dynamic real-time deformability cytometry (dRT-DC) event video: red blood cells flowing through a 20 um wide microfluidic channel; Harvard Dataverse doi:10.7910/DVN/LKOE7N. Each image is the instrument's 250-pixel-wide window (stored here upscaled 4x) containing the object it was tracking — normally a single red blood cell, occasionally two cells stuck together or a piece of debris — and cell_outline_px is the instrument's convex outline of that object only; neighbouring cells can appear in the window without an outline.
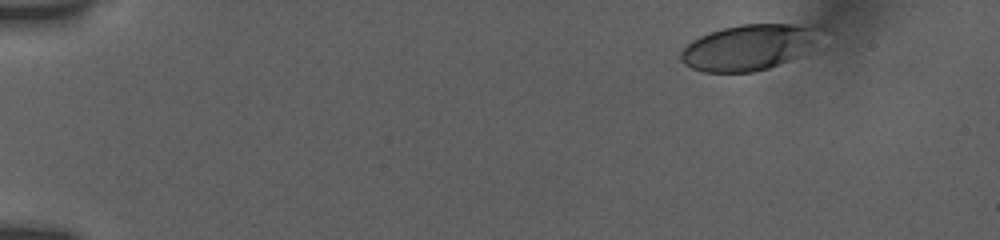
{"species": "human", "species_latin": "Homo sapiens", "temperature_condition": "room temperature", "stored_images_in_passage": 14, "camera_frame_rate_fps": 3000, "um_per_image_px": 0.085, "donor": {"sex": "female"}, "frame": {"image": 1, "passage_image": 1, "time_ms": 0.0, "image_size_px": [1000, 240], "cell_outline_px": [[832, 32], [796, 56], [788, 60], [768, 68], [752, 72], [704, 72], [692, 68], [684, 64], [676, 56], [692, 40], [700, 36], [724, 28], [740, 24], [820, 24], [828, 28]], "centroid_in_image_um": [63.77, 3.97], "position_along_channel_um": 21.2, "area_um2": 37.92}}
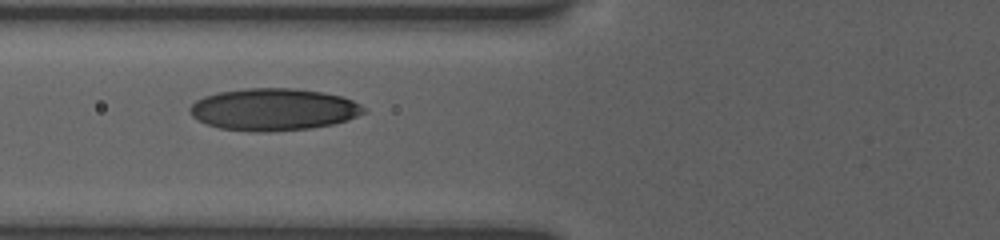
{"frame": {"image": 2, "passage_image": 12, "time_ms": 5.333, "image_size_px": [1000, 240], "cell_outline_px": [[364, 112], [348, 120], [332, 124], [308, 128], [268, 132], [252, 132], [220, 128], [196, 120], [188, 112], [188, 108], [196, 100], [204, 96], [220, 92], [244, 88], [292, 88], [320, 92], [340, 96], [352, 100], [360, 104], [364, 108]], "centroid_in_image_um": [23.19, 9.31], "position_along_channel_um": 102.6, "area_um2": 42.54}}
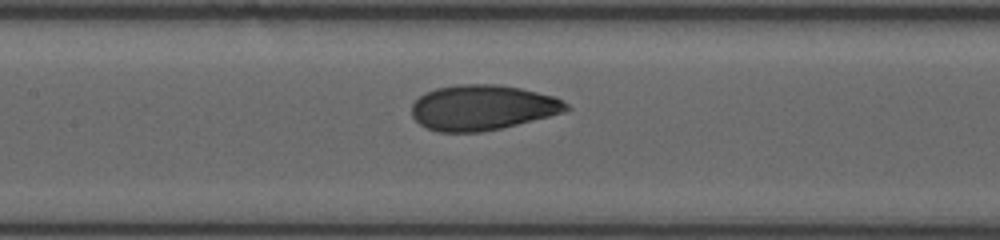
{"frame": {"image": 3, "passage_image": 14, "time_ms": 7.0, "image_size_px": [1000, 240], "cell_outline_px": [[572, 108], [564, 112], [500, 128], [480, 132], [440, 132], [424, 128], [412, 116], [412, 104], [424, 92], [436, 88], [456, 84], [496, 84], [520, 88], [552, 96], [568, 104]], "centroid_in_image_um": [40.96, 9.14], "position_along_channel_um": 166.4, "area_um2": 40.58}}